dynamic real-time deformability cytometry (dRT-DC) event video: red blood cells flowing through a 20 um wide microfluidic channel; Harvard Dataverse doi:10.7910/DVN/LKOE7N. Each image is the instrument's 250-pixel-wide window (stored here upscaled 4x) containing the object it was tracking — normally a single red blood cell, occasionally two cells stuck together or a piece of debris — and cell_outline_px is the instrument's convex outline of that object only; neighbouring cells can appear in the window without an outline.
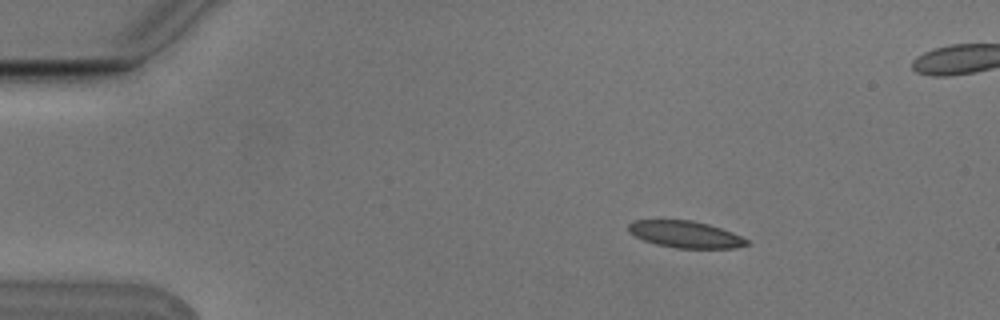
{"species": "Egyptian fruit bat (a non-hibernating species)", "species_latin": "Rousettus aegyptiacus", "temperature_condition": "cold", "stored_images_in_passage": 4, "camera_frame_rate_fps": 3000, "um_per_image_px": 0.085, "animal": {"sex": "male"}, "frame": {"image": 1, "passage_image": 1, "time_ms": 0.0, "image_size_px": [1000, 320], "cell_outline_px": [[748, 244], [736, 248], [676, 248], [656, 244], [644, 240], [628, 232], [628, 224], [632, 220], [692, 220], [708, 224], [732, 232], [748, 240]], "centroid_in_image_um": [58.23, 19.92], "position_along_channel_um": 26.8, "area_um2": 18.38}}